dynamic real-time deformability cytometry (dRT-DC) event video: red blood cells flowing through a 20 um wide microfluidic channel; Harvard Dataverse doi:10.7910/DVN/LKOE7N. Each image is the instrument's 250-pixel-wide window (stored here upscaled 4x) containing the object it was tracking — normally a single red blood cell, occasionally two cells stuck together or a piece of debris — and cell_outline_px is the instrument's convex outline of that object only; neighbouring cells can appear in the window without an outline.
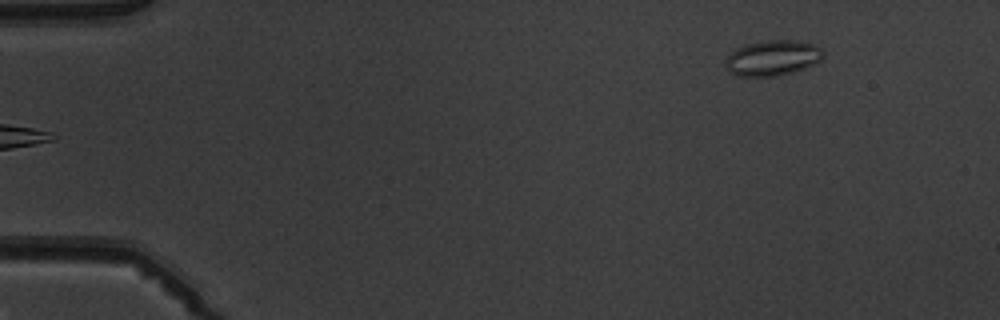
{"species": "common noctule bat (a hibernating species)", "species_latin": "Nyctalus noctula", "temperature_condition": "warm", "stored_images_in_passage": 5, "camera_frame_rate_fps": 3000, "um_per_image_px": 0.085, "animal": {"sex": "male", "body_mass_g": 19.5, "forearm_length_mm": 54.6}, "frame": {"image": 1, "passage_image": 5, "time_ms": 4.667, "image_size_px": [1000, 320], "cell_outline_px": [[824, 56], [820, 60], [804, 68], [792, 72], [776, 76], [736, 76], [724, 64], [728, 56], [736, 48], [744, 44], [768, 40], [796, 40], [816, 44], [824, 52]], "centroid_in_image_um": [65.68, 4.91], "position_along_channel_um": 19.3, "area_um2": 20.11}}